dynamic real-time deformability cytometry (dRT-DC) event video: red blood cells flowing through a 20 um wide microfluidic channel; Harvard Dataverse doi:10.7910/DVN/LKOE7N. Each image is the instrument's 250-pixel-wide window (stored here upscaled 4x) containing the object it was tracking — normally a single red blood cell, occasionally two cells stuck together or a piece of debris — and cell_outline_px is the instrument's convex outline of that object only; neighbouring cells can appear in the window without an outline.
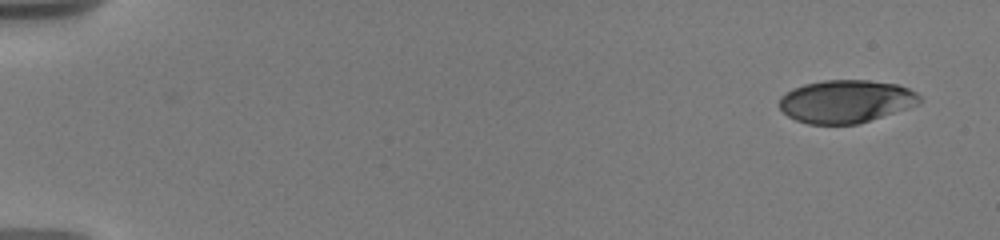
{"species": "human", "species_latin": "Homo sapiens", "temperature_condition": "warm", "stored_images_in_passage": 15, "camera_frame_rate_fps": 3000, "um_per_image_px": 0.085, "donor": {"sex": "male"}, "frame": {"image": 1, "passage_image": 1, "time_ms": 0.0, "image_size_px": [1000, 240], "cell_outline_px": [[920, 100], [916, 104], [856, 124], [808, 124], [796, 120], [788, 116], [780, 108], [780, 96], [784, 92], [792, 88], [804, 84], [824, 80], [868, 80], [896, 84], [908, 88], [916, 92], [920, 96]], "centroid_in_image_um": [71.83, 8.6], "position_along_channel_um": 13.2, "area_um2": 34.62}}
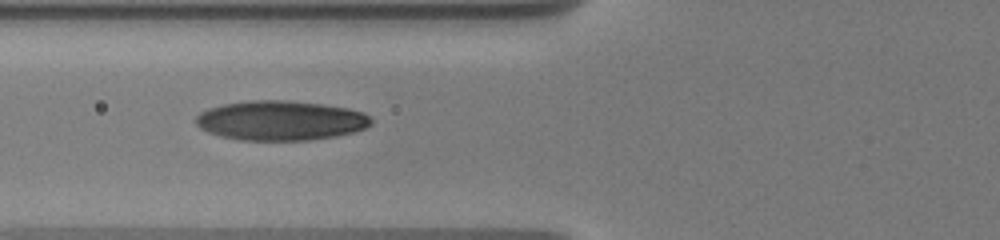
{"frame": {"image": 2, "passage_image": 7, "time_ms": 6.667, "image_size_px": [1000, 240], "cell_outline_px": [[372, 124], [356, 132], [336, 136], [308, 140], [236, 140], [220, 136], [208, 132], [200, 128], [196, 124], [196, 116], [200, 112], [208, 108], [224, 104], [248, 100], [288, 100], [320, 104], [348, 108], [364, 112], [372, 120]], "centroid_in_image_um": [23.84, 10.24], "position_along_channel_um": 102.0, "area_um2": 40.69}}
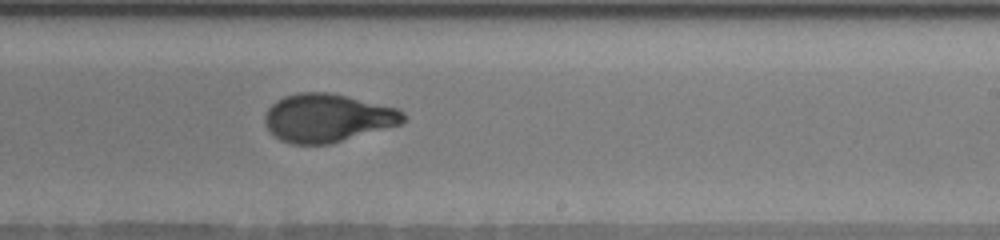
{"frame": {"image": 3, "passage_image": 15, "time_ms": 11.0, "image_size_px": [1000, 240], "cell_outline_px": [[404, 120], [400, 124], [328, 144], [292, 144], [280, 140], [268, 132], [264, 124], [264, 116], [268, 108], [276, 100], [284, 96], [300, 92], [328, 92], [348, 96], [400, 108], [404, 112]], "centroid_in_image_um": [27.79, 10.01], "position_along_channel_um": 261.2, "area_um2": 39.02}}